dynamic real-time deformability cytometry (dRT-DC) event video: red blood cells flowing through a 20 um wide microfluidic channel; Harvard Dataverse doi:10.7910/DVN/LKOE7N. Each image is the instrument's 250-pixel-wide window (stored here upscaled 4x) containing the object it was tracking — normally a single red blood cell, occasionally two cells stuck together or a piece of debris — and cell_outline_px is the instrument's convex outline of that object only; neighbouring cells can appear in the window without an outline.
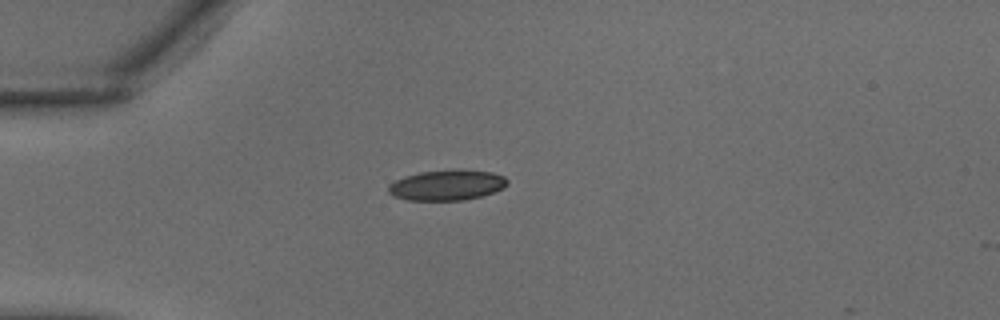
{"species": "common noctule bat (a hibernating species)", "species_latin": "Nyctalus noctula", "temperature_condition": "warm", "stored_images_in_passage": 28, "camera_frame_rate_fps": 3000, "um_per_image_px": 0.085, "animal": {"sex": "male", "body_mass_g": 18.8}, "frame": {"image": 1, "passage_image": 1, "time_ms": 0.0, "image_size_px": [1000, 320], "cell_outline_px": [[508, 184], [504, 188], [480, 196], [464, 200], [408, 200], [392, 196], [388, 192], [388, 184], [404, 176], [420, 172], [456, 168], [464, 168], [492, 172], [504, 176], [508, 180]], "centroid_in_image_um": [37.99, 15.71], "position_along_channel_um": 47.0, "area_um2": 21.5}}
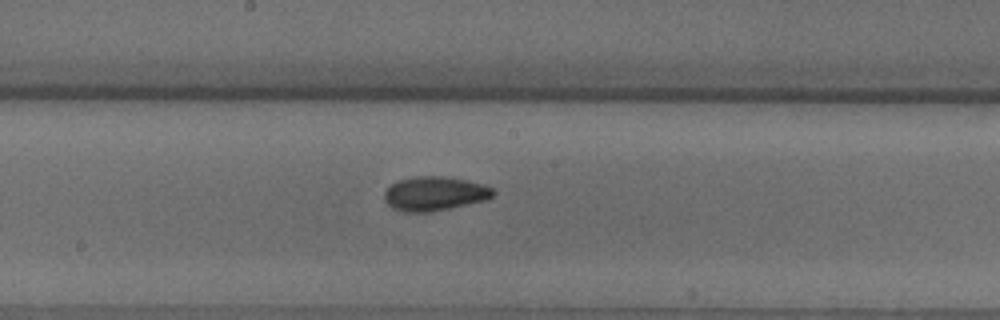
{"frame": {"image": 2, "passage_image": 11, "time_ms": 3.333, "image_size_px": [1000, 320], "cell_outline_px": [[496, 192], [488, 200], [428, 212], [404, 212], [392, 208], [384, 200], [384, 192], [392, 184], [400, 180], [416, 176], [444, 176], [484, 184], [492, 188]], "centroid_in_image_um": [36.95, 16.46], "position_along_channel_um": 211.3, "area_um2": 21.56}}
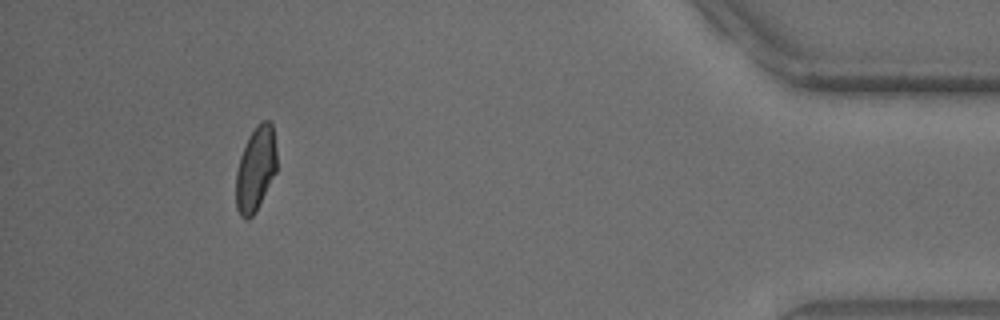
{"frame": {"image": 3, "passage_image": 25, "time_ms": 8.0, "image_size_px": [1000, 320], "cell_outline_px": [[276, 172], [256, 212], [248, 220], [244, 220], [240, 216], [236, 208], [236, 172], [240, 156], [248, 136], [256, 124], [260, 120], [268, 120], [272, 124], [276, 148]], "centroid_in_image_um": [21.72, 14.37], "position_along_channel_um": 413.5, "area_um2": 20.4}}